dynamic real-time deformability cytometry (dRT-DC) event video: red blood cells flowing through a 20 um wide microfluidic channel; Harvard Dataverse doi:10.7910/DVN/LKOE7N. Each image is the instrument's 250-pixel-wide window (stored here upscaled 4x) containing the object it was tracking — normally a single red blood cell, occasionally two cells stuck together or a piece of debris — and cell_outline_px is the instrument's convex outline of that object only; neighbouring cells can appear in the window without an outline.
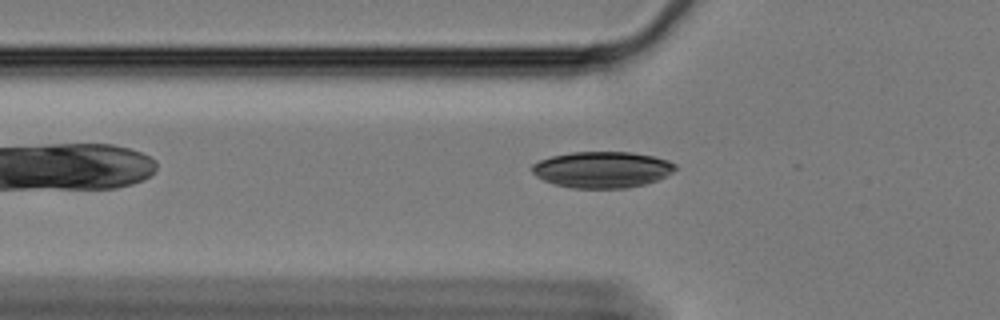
{"species": "Egyptian fruit bat (a non-hibernating species)", "species_latin": "Rousettus aegyptiacus", "temperature_condition": "cold", "stored_images_in_passage": 44, "camera_frame_rate_fps": 3000, "um_per_image_px": 0.085, "animal": {"sex": "female"}, "frame": {"image": 1, "passage_image": 10, "time_ms": 3.0, "image_size_px": [1000, 320], "cell_outline_px": [[676, 168], [672, 172], [656, 180], [644, 184], [624, 188], [572, 188], [552, 184], [536, 176], [532, 172], [532, 164], [540, 160], [552, 156], [572, 152], [632, 152], [652, 156], [668, 160], [676, 164]], "centroid_in_image_um": [51.16, 14.41], "position_along_channel_um": 74.6, "area_um2": 30.17}}
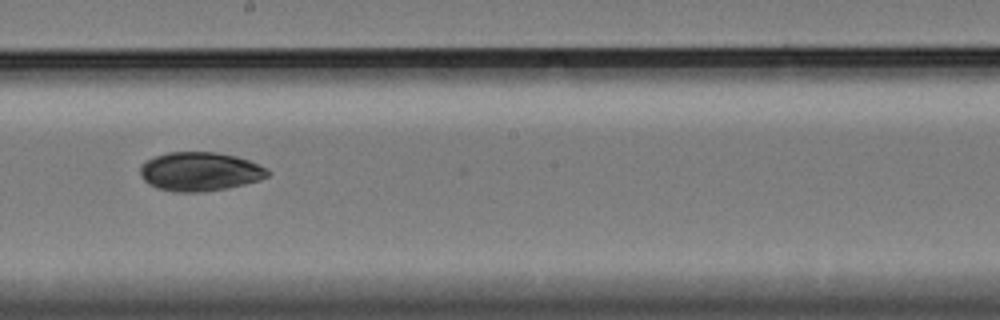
{"frame": {"image": 2, "passage_image": 24, "time_ms": 7.667, "image_size_px": [1000, 320], "cell_outline_px": [[272, 172], [268, 176], [260, 180], [228, 188], [204, 192], [172, 192], [156, 188], [148, 184], [140, 176], [140, 164], [144, 160], [168, 152], [216, 152], [236, 156], [248, 160], [268, 168]], "centroid_in_image_um": [16.98, 14.59], "position_along_channel_um": 231.2, "area_um2": 29.3}}
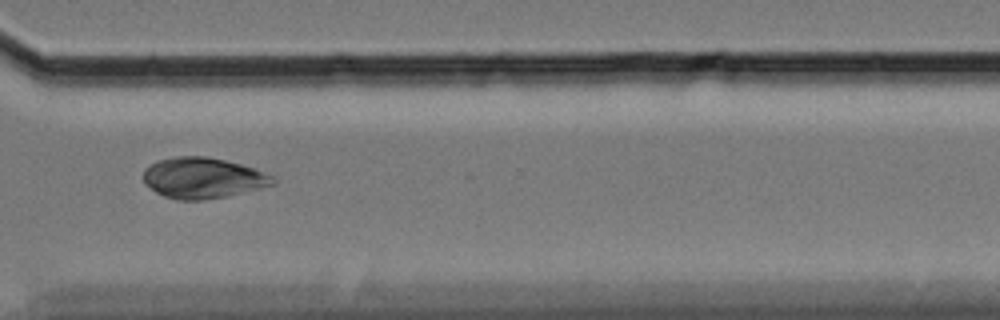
{"frame": {"image": 3, "passage_image": 35, "time_ms": 11.333, "image_size_px": [1000, 320], "cell_outline_px": [[276, 184], [228, 196], [204, 200], [176, 200], [164, 196], [156, 192], [144, 184], [144, 168], [156, 160], [176, 156], [208, 156], [256, 168], [272, 176], [276, 180]], "centroid_in_image_um": [17.23, 15.12], "position_along_channel_um": 353.4, "area_um2": 31.04}, "authors_computed_cell_mechanics": {"area_um2": 29.0734, "velocity_mm_per_s": 3.3305, "shape_relaxation_time_tau1_ms": 5.5392, "shape_relaxation_time_tau2_ms": null, "deformation_change_tau1": 0.0743, "deformation_change_tau2": null}}